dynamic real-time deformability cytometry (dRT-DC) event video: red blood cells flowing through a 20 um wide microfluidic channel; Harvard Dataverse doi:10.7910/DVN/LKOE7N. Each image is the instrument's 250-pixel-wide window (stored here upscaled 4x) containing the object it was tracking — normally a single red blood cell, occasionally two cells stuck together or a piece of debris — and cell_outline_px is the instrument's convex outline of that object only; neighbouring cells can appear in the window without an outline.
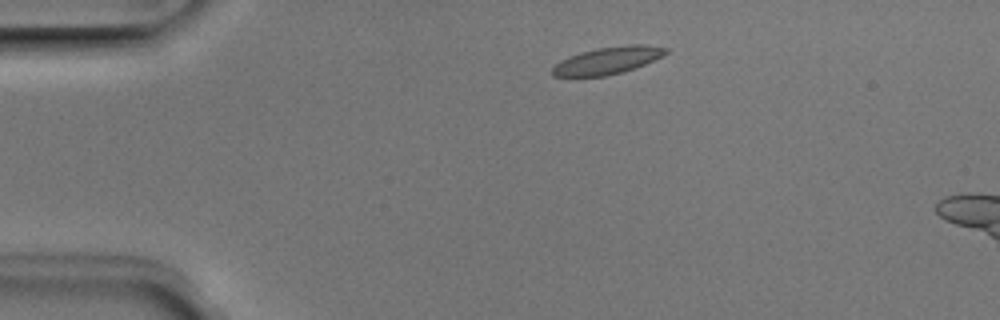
{"species": "Egyptian fruit bat (a non-hibernating species)", "species_latin": "Rousettus aegyptiacus", "temperature_condition": "room temperature", "stored_images_in_passage": 4, "camera_frame_rate_fps": 3000, "um_per_image_px": 0.085, "animal": {"sex": "male"}, "frame": {"image": 1, "passage_image": 2, "time_ms": 0.333, "image_size_px": [1000, 320], "cell_outline_px": [[668, 52], [644, 64], [620, 72], [604, 76], [552, 76], [552, 68], [560, 60], [568, 56], [580, 52], [600, 48], [628, 44], [644, 44], [668, 48]], "centroid_in_image_um": [51.61, 5.13], "position_along_channel_um": 33.4, "area_um2": 17.63}}